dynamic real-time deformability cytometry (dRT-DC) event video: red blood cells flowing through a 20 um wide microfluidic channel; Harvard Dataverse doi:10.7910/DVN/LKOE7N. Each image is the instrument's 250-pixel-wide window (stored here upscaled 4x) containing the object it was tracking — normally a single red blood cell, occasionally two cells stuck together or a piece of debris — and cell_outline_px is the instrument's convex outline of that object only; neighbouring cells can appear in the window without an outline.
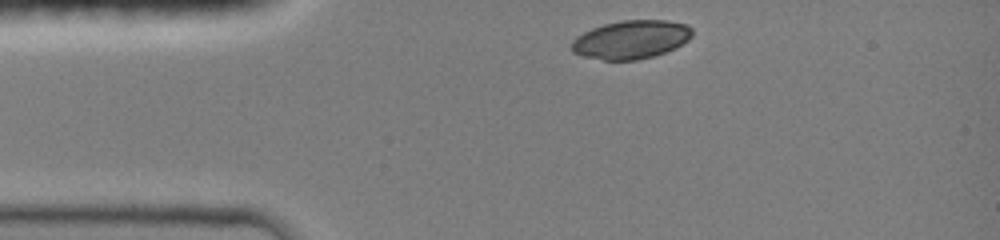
{"species": "common noctule bat (a hibernating species)", "species_latin": "Nyctalus noctula", "temperature_condition": "room temperature", "stored_images_in_passage": 21, "camera_frame_rate_fps": 3000, "um_per_image_px": 0.085, "animal": {"sex": "female", "body_mass_g": 19.0, "forearm_length_mm": 51.5}, "frame": {"image": 1, "passage_image": 1, "time_ms": 0.0, "image_size_px": [1000, 240], "cell_outline_px": [[692, 36], [688, 40], [676, 48], [652, 56], [636, 60], [604, 60], [580, 56], [572, 52], [572, 40], [576, 36], [592, 28], [604, 24], [620, 20], [668, 20], [688, 24], [692, 28]], "centroid_in_image_um": [53.64, 3.36], "position_along_channel_um": 31.4, "area_um2": 27.22}}
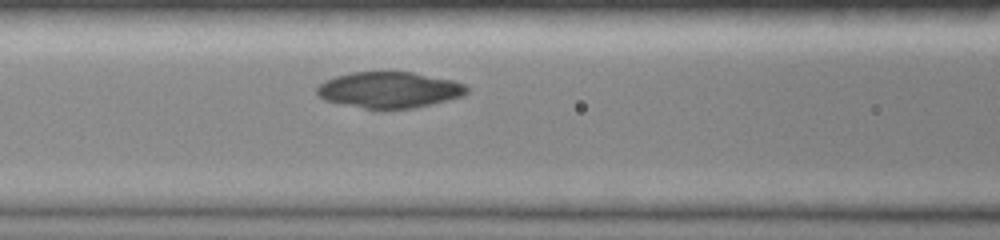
{"frame": {"image": 2, "passage_image": 10, "time_ms": 3.333, "image_size_px": [1000, 240], "cell_outline_px": [[468, 92], [464, 96], [448, 100], [412, 108], [364, 108], [324, 100], [316, 92], [316, 88], [324, 80], [336, 76], [352, 72], [412, 72], [452, 80], [464, 84], [468, 88]], "centroid_in_image_um": [33.09, 7.63], "position_along_channel_um": 133.5, "area_um2": 31.21}}
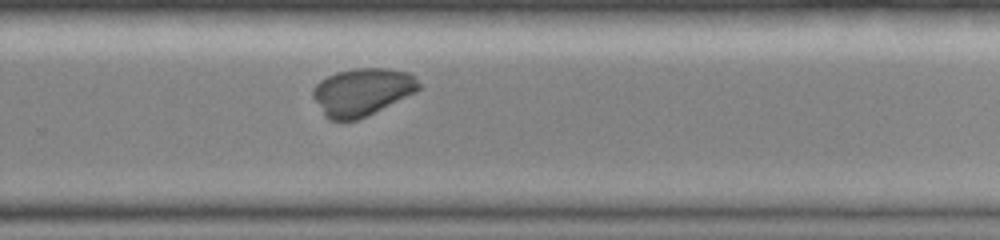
{"frame": {"image": 3, "passage_image": 21, "time_ms": 7.333, "image_size_px": [1000, 240], "cell_outline_px": [[424, 88], [416, 92], [356, 120], [328, 120], [324, 116], [312, 96], [312, 88], [320, 80], [336, 72], [352, 68], [388, 68], [412, 72], [416, 76]], "centroid_in_image_um": [30.8, 7.78], "position_along_channel_um": 299.0, "area_um2": 29.59}}